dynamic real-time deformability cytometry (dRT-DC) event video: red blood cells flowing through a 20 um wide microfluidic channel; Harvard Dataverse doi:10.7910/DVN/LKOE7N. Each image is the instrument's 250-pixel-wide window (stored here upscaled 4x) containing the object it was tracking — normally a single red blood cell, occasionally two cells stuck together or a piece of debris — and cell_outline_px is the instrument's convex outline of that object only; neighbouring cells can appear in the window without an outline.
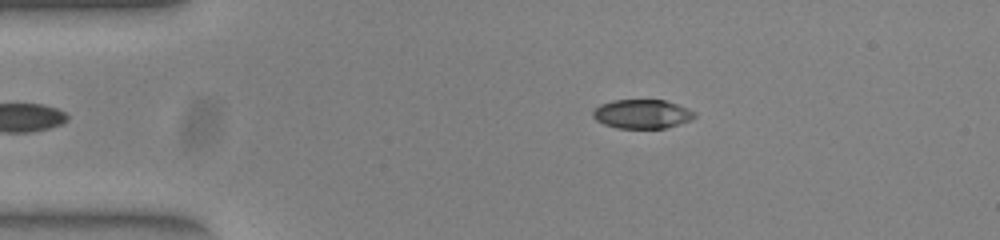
{"species": "common noctule bat (a hibernating species)", "species_latin": "Nyctalus noctula", "temperature_condition": "warm", "stored_images_in_passage": 37, "camera_frame_rate_fps": 3000, "um_per_image_px": 0.085, "animal": {"sex": "female", "body_mass_g": 23.0, "forearm_length_mm": 53.4}, "frame": {"image": 1, "passage_image": 2, "time_ms": 0.333, "image_size_px": [1000, 240], "cell_outline_px": [[696, 116], [692, 120], [680, 124], [664, 128], [616, 128], [604, 124], [596, 120], [592, 116], [592, 112], [600, 104], [612, 100], [664, 100], [688, 108], [696, 112]], "centroid_in_image_um": [54.59, 9.69], "position_along_channel_um": 30.4, "area_um2": 17.28}}
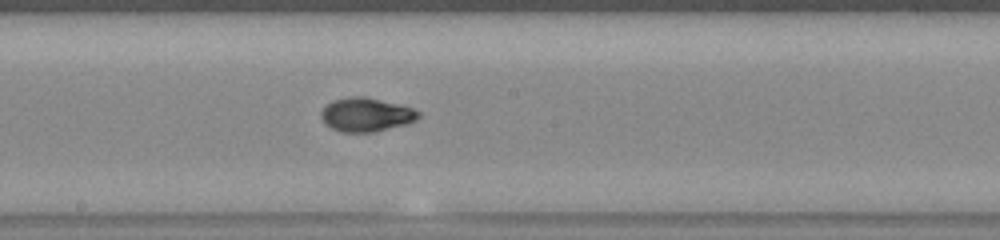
{"frame": {"image": 2, "passage_image": 20, "time_ms": 6.333, "image_size_px": [1000, 240], "cell_outline_px": [[420, 116], [416, 120], [408, 124], [372, 132], [344, 132], [332, 128], [324, 124], [320, 116], [320, 112], [332, 100], [352, 96], [364, 96], [412, 108], [420, 112]], "centroid_in_image_um": [31.11, 9.75], "position_along_channel_um": 217.1, "area_um2": 19.07}}
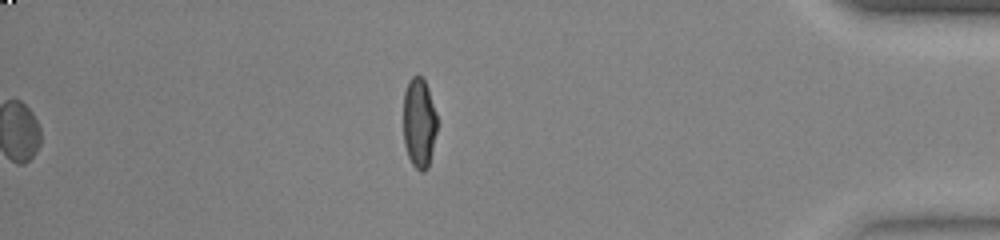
{"frame": {"image": 3, "passage_image": 37, "time_ms": 12.0, "image_size_px": [1000, 240], "cell_outline_px": [[436, 132], [428, 168], [424, 172], [420, 172], [412, 164], [408, 156], [404, 144], [404, 92], [408, 80], [412, 76], [420, 76], [424, 80], [428, 88], [436, 112]], "centroid_in_image_um": [35.61, 10.45], "position_along_channel_um": 399.6, "area_um2": 17.63}, "authors_computed_cell_mechanics": {"area_um2": 18.4382, "velocity_mm_per_s": 3.9492, "shape_relaxation_time_tau1_ms": 6.4116, "shape_relaxation_time_tau2_ms": 1.3332, "deformation_change_tau1": 0.2859, "deformation_change_tau2": 0.0533}}